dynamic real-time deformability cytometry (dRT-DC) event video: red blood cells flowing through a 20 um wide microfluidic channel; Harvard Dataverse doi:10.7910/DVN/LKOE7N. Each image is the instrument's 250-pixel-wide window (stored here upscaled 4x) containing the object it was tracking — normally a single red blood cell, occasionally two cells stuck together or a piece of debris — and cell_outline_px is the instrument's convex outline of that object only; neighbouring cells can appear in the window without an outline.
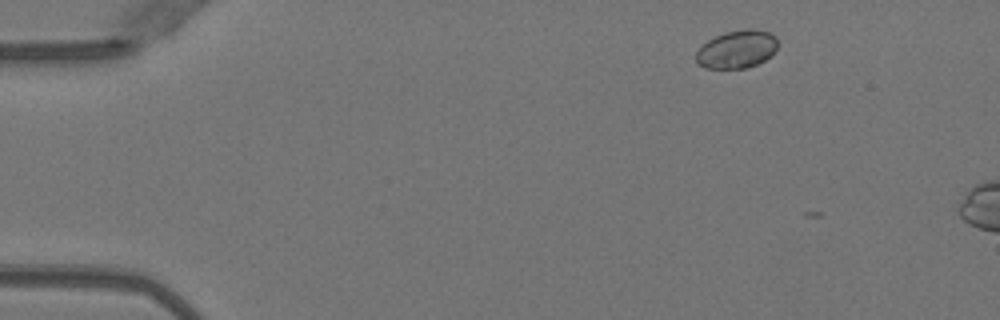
{"species": "Egyptian fruit bat (a non-hibernating species)", "species_latin": "Rousettus aegyptiacus", "temperature_condition": "warm", "stored_images_in_passage": 5, "camera_frame_rate_fps": 3000, "um_per_image_px": 0.085, "animal": {"sex": "female"}, "frame": {"image": 1, "passage_image": 1, "time_ms": 0.0, "image_size_px": [1000, 320], "cell_outline_px": [[776, 48], [764, 60], [748, 68], [704, 68], [696, 60], [696, 52], [708, 40], [724, 32], [744, 28], [752, 28], [768, 32], [776, 36]], "centroid_in_image_um": [62.62, 4.17], "position_along_channel_um": 22.4, "area_um2": 17.86}}